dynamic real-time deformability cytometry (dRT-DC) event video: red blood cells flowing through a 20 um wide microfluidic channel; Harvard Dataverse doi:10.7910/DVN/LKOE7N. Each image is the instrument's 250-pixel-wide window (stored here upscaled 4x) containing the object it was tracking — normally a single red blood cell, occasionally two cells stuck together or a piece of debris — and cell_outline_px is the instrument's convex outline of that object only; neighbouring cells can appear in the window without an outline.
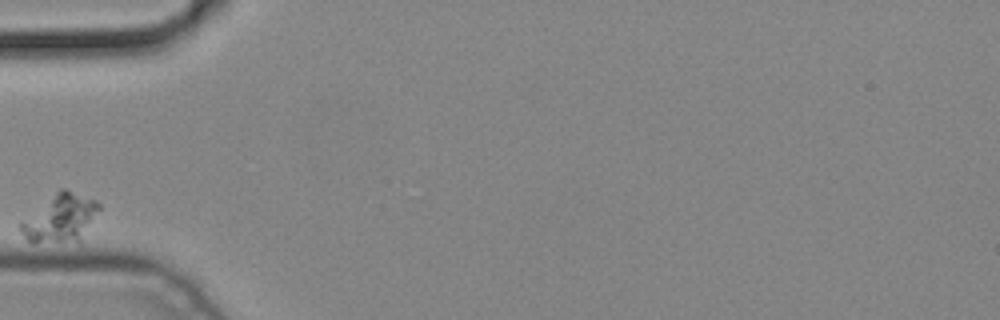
{"species": "common noctule bat (a hibernating species)", "species_latin": "Nyctalus noctula", "temperature_condition": "cold", "stored_images_in_passage": 1, "camera_frame_rate_fps": 3000, "um_per_image_px": 0.085, "animal": {"sex": "male", "body_mass_g": 19.2, "forearm_length_mm": 51.8}, "frame": {"image": 1, "passage_image": 1, "time_ms": 0.0, "image_size_px": [1000, 320], "cell_outline_px": [[100, 208], [80, 244], [32, 244], [20, 232], [16, 224], [20, 220], [60, 188], [64, 188], [96, 200], [100, 204]], "centroid_in_image_um": [5.09, 18.62], "position_along_channel_um": 79.9, "area_um2": 23.0}}